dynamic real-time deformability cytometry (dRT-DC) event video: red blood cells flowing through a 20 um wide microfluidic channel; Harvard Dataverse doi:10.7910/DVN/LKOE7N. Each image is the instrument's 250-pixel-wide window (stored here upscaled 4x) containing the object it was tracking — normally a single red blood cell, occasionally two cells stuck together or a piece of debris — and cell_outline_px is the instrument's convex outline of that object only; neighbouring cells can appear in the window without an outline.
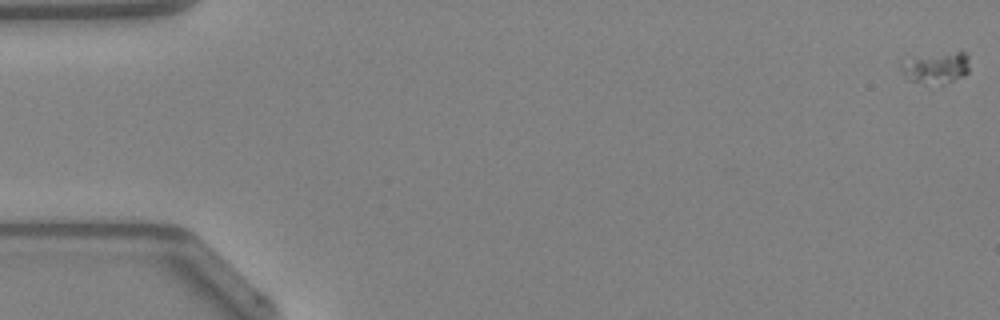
{"species": "Egyptian fruit bat (a non-hibernating species)", "species_latin": "Rousettus aegyptiacus", "temperature_condition": "warm", "stored_images_in_passage": 49, "camera_frame_rate_fps": 3000, "um_per_image_px": 0.085, "animal": {"sex": "female"}, "frame": {"image": 1, "passage_image": 1, "time_ms": 0.0, "image_size_px": [1000, 320], "cell_outline_px": [[968, 72], [964, 76], [944, 84], [940, 84], [904, 80], [900, 72], [900, 64], [916, 60], [956, 52], [968, 52]], "centroid_in_image_um": [79.61, 5.83], "position_along_channel_um": 5.4, "area_um2": 11.79}}
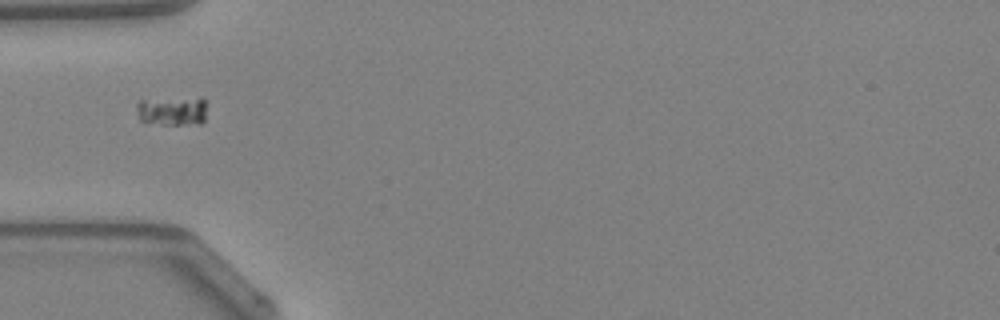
{"frame": {"image": 2, "passage_image": 17, "time_ms": 5.333, "image_size_px": [1000, 320], "cell_outline_px": [[204, 120], [200, 124], [164, 124], [140, 120], [136, 108], [136, 104], [140, 100], [200, 96], [204, 100]], "centroid_in_image_um": [14.65, 9.39], "position_along_channel_um": 70.4, "area_um2": 11.96}}
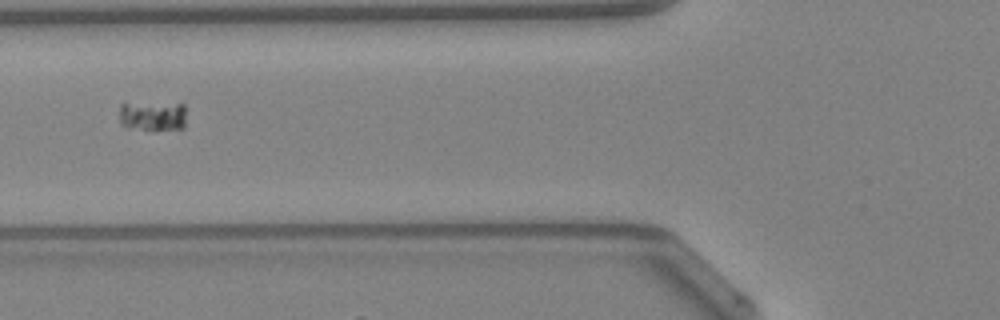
{"frame": {"image": 3, "passage_image": 20, "time_ms": 6.333, "image_size_px": [1000, 320], "cell_outline_px": [[184, 128], [140, 128], [120, 124], [120, 104], [184, 104]], "centroid_in_image_um": [12.98, 9.84], "position_along_channel_um": 112.8, "area_um2": 10.81}}